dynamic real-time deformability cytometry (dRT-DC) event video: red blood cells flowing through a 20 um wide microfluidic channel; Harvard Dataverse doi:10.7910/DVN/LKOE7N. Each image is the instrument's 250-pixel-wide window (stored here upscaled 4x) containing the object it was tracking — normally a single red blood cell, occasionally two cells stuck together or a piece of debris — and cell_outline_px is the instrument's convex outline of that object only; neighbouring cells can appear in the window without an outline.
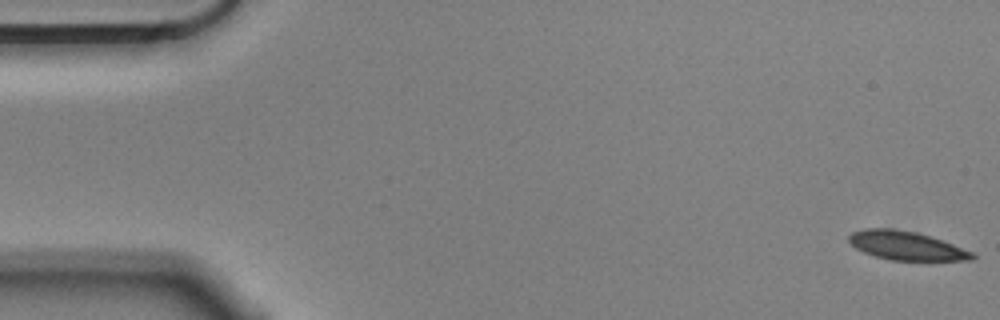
{"species": "Egyptian fruit bat (a non-hibernating species)", "species_latin": "Rousettus aegyptiacus", "temperature_condition": "cold", "stored_images_in_passage": 56, "camera_frame_rate_fps": 3000, "um_per_image_px": 0.085, "animal": {"sex": "male"}, "frame": {"image": 1, "passage_image": 1, "time_ms": 0.0, "image_size_px": [1000, 320], "cell_outline_px": [[976, 256], [972, 260], [888, 260], [864, 252], [856, 248], [848, 240], [848, 236], [852, 232], [864, 228], [896, 228], [916, 232], [952, 244], [972, 252]], "centroid_in_image_um": [76.99, 20.87], "position_along_channel_um": 8.0, "area_um2": 20.46}}
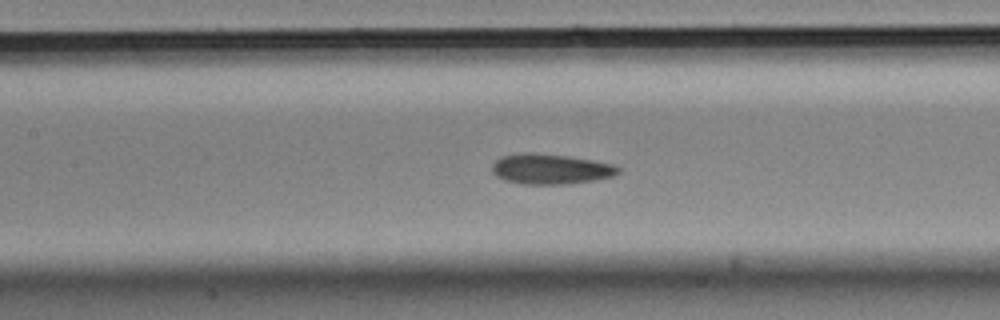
{"frame": {"image": 2, "passage_image": 25, "time_ms": 8.0, "image_size_px": [1000, 320], "cell_outline_px": [[620, 172], [612, 176], [596, 180], [568, 184], [524, 184], [504, 180], [496, 176], [492, 172], [492, 164], [500, 156], [524, 152], [532, 152], [568, 156], [592, 160], [612, 164], [620, 168]], "centroid_in_image_um": [46.77, 14.36], "position_along_channel_um": 160.6, "area_um2": 22.37}}
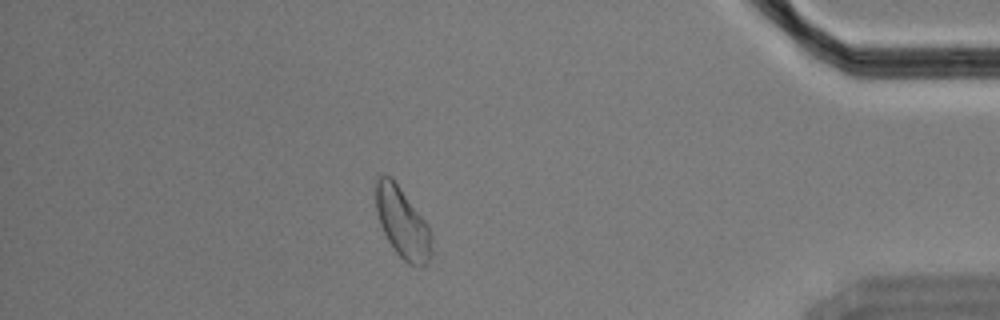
{"frame": {"image": 3, "passage_image": 49, "time_ms": 16.0, "image_size_px": [1000, 320], "cell_outline_px": [[432, 252], [428, 264], [424, 268], [420, 268], [408, 264], [396, 252], [388, 240], [380, 224], [376, 212], [376, 180], [380, 176], [392, 176], [428, 224], [432, 236]], "centroid_in_image_um": [34.24, 18.98], "position_along_channel_um": 401.0, "area_um2": 23.18}, "authors_computed_cell_mechanics": {"area_um2": 22.0796, "velocity_mm_per_s": 3.5327, "shape_relaxation_time_tau1_ms": 8.6659, "shape_relaxation_time_tau2_ms": 3.8151, "deformation_change_tau1": 0.1357, "deformation_change_tau2": 0.0852}}